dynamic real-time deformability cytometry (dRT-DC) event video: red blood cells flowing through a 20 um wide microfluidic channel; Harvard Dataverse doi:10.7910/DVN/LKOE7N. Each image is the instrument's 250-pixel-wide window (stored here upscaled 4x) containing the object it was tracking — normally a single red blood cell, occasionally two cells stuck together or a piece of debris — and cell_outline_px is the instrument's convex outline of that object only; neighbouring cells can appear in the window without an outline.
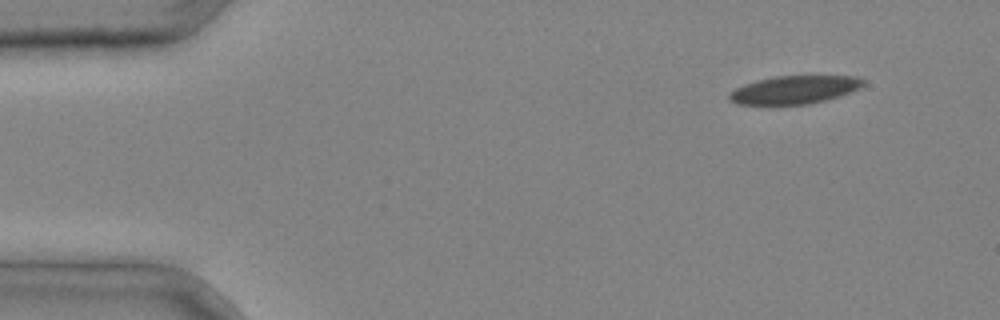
{"species": "common noctule bat (a hibernating species)", "species_latin": "Nyctalus noctula", "temperature_condition": "cold", "stored_images_in_passage": 3, "camera_frame_rate_fps": 3000, "um_per_image_px": 0.085, "animal": {"sex": "male", "body_mass_g": 20.4}, "frame": {"image": 1, "passage_image": 1, "time_ms": 0.0, "image_size_px": [1000, 320], "cell_outline_px": [[864, 84], [860, 88], [840, 96], [808, 104], [736, 104], [728, 100], [728, 96], [736, 88], [744, 84], [756, 80], [776, 76], [856, 76], [864, 80]], "centroid_in_image_um": [67.52, 7.62], "position_along_channel_um": 17.5, "area_um2": 21.79}}
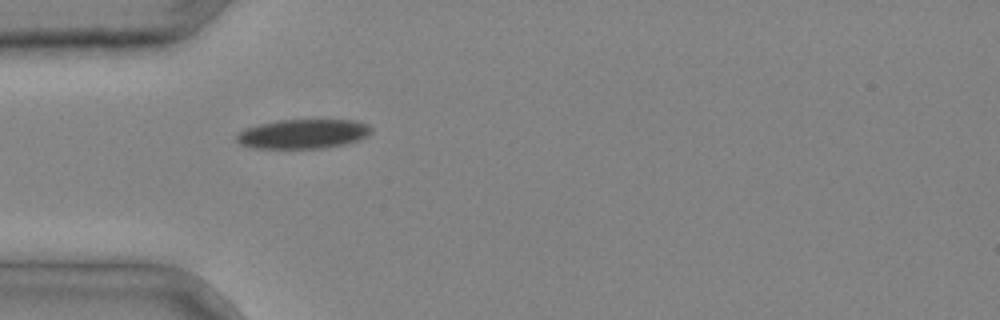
{"frame": {"image": 2, "passage_image": 3, "time_ms": 0.667, "image_size_px": [1000, 320], "cell_outline_px": [[372, 132], [368, 136], [344, 144], [324, 148], [252, 148], [240, 144], [236, 140], [236, 136], [244, 128], [276, 120], [356, 120], [368, 124], [372, 128]], "centroid_in_image_um": [25.76, 11.38], "position_along_channel_um": 59.2, "area_um2": 23.12}}